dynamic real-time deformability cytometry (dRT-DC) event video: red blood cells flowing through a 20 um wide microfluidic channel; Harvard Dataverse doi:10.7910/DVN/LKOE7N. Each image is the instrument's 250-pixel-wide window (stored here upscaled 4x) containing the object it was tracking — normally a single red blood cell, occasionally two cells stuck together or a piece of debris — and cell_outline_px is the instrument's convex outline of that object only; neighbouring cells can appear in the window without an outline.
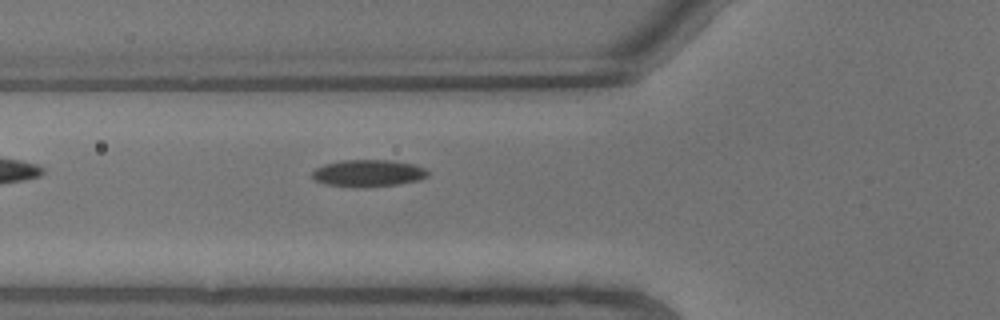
{"species": "common noctule bat (a hibernating species)", "species_latin": "Nyctalus noctula", "temperature_condition": "warm", "stored_images_in_passage": 6, "camera_frame_rate_fps": 3000, "um_per_image_px": 0.085, "animal": {"sex": "male", "body_mass_g": 13.3}, "frame": {"image": 1, "passage_image": 6, "time_ms": 1.667, "image_size_px": [1000, 320], "cell_outline_px": [[428, 176], [420, 180], [400, 184], [364, 188], [356, 188], [324, 184], [312, 180], [312, 172], [316, 168], [324, 164], [344, 160], [388, 160], [412, 164], [424, 168], [428, 172]], "centroid_in_image_um": [31.26, 14.74], "position_along_channel_um": 94.5, "area_um2": 18.44}}